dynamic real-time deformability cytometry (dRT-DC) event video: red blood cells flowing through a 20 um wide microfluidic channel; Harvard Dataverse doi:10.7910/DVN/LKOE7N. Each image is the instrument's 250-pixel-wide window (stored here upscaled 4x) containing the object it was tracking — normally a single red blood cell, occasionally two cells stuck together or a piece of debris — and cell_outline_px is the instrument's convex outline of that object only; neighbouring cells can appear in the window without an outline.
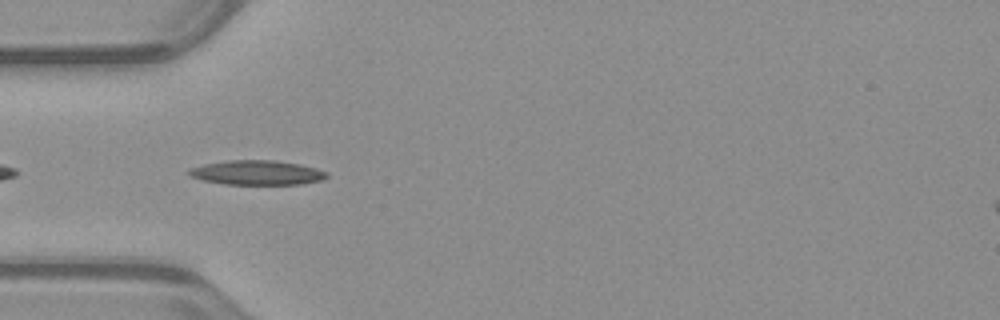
{"species": "common noctule bat (a hibernating species)", "species_latin": "Nyctalus noctula", "temperature_condition": "warm", "stored_images_in_passage": 38, "camera_frame_rate_fps": 3000, "um_per_image_px": 0.085, "animal": {"sex": "male", "body_mass_g": 23.1, "forearm_length_mm": 52.7}, "frame": {"image": 1, "passage_image": 2, "time_ms": 0.333, "image_size_px": [1000, 320], "cell_outline_px": [[328, 176], [320, 180], [300, 184], [224, 184], [204, 180], [192, 176], [188, 172], [188, 168], [204, 164], [228, 160], [276, 160], [300, 164], [316, 168], [328, 172]], "centroid_in_image_um": [21.85, 14.66], "position_along_channel_um": 63.1, "area_um2": 19.59}}
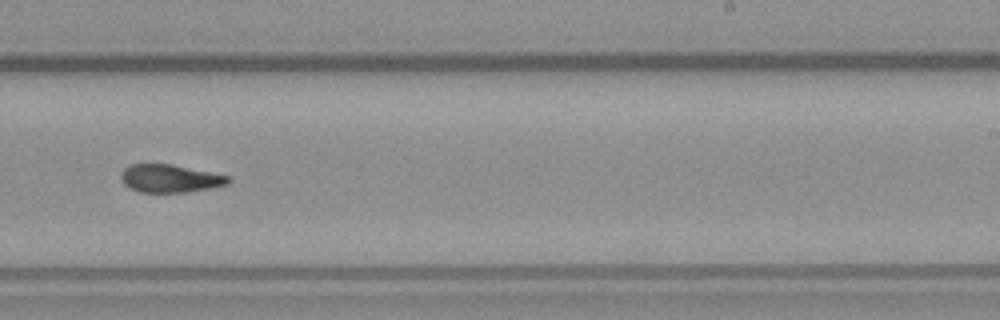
{"frame": {"image": 2, "passage_image": 18, "time_ms": 5.667, "image_size_px": [1000, 320], "cell_outline_px": [[232, 180], [228, 184], [212, 188], [188, 192], [140, 192], [128, 188], [124, 184], [120, 176], [120, 172], [128, 164], [172, 164], [228, 176]], "centroid_in_image_um": [14.42, 15.17], "position_along_channel_um": 274.6, "area_um2": 17.57}}
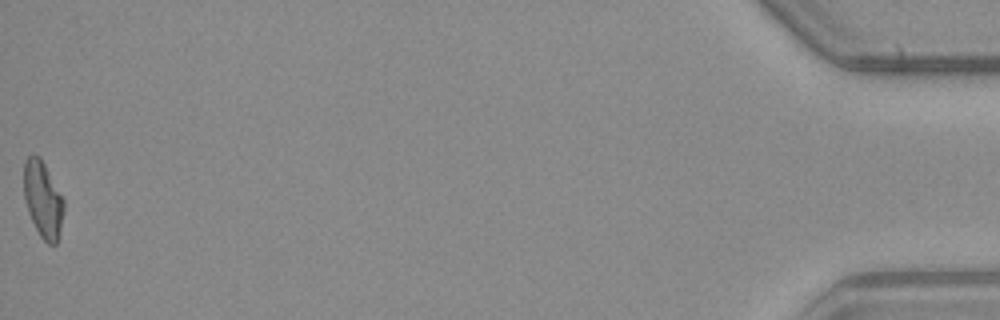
{"frame": {"image": 3, "passage_image": 38, "time_ms": 12.333, "image_size_px": [1000, 320], "cell_outline_px": [[64, 208], [60, 228], [56, 244], [48, 244], [40, 236], [28, 212], [24, 196], [24, 160], [32, 152], [40, 156], [64, 200]], "centroid_in_image_um": [3.63, 16.91], "position_along_channel_um": 431.6, "area_um2": 17.63}, "authors_computed_cell_mechanics": {"area_um2": 18.0625, "velocity_mm_per_s": 3.9668, "shape_relaxation_time_tau1_ms": 7.7439, "shape_relaxation_time_tau2_ms": 2.8125, "deformation_change_tau1": 0.215, "deformation_change_tau2": 0.1078}}